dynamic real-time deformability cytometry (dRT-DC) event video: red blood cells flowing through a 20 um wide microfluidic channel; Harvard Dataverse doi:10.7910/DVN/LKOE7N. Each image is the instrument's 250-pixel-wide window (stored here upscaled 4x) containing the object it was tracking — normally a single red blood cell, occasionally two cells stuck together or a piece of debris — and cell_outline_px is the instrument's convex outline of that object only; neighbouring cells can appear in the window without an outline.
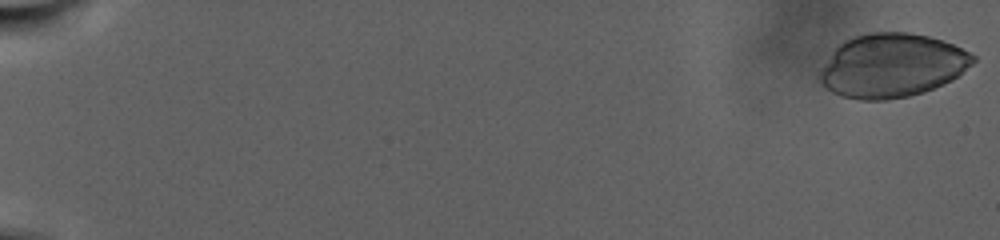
{"species": "human", "species_latin": "Homo sapiens", "temperature_condition": "warm", "stored_images_in_passage": 97, "camera_frame_rate_fps": 3000, "um_per_image_px": 0.085, "donor": {"sex": "male"}, "frame": {"image": 1, "passage_image": 1, "time_ms": 0.0, "image_size_px": [1000, 240], "cell_outline_px": [[976, 60], [972, 64], [952, 80], [944, 84], [924, 92], [908, 96], [888, 100], [860, 100], [840, 96], [832, 92], [820, 80], [820, 68], [832, 48], [836, 44], [852, 36], [868, 32], [908, 32], [928, 36], [944, 40], [976, 56]], "centroid_in_image_um": [75.78, 5.56], "position_along_channel_um": 9.2, "area_um2": 57.4}}
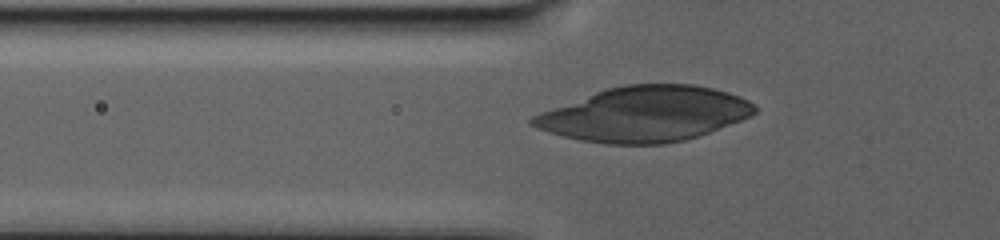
{"frame": {"image": 2, "passage_image": 38, "time_ms": 12.333, "image_size_px": [1000, 240], "cell_outline_px": [[756, 112], [752, 116], [708, 132], [684, 140], [664, 144], [608, 144], [580, 140], [564, 136], [536, 128], [528, 124], [528, 120], [532, 116], [540, 112], [596, 92], [608, 88], [624, 84], [692, 84], [712, 88], [728, 92], [740, 96], [756, 104]], "centroid_in_image_um": [54.81, 9.69], "position_along_channel_um": 71.0, "area_um2": 70.92}}
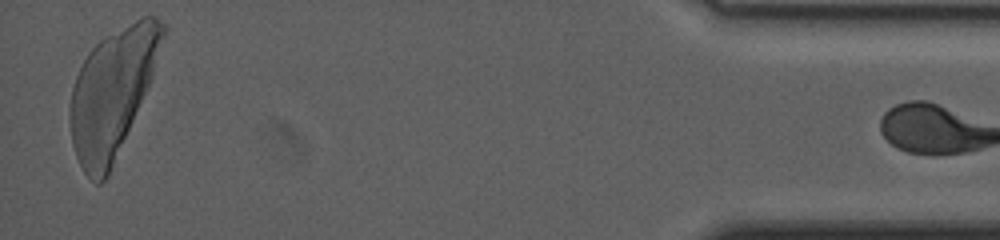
{"frame": {"image": 3, "passage_image": 96, "time_ms": 31.667, "image_size_px": [1000, 240], "cell_outline_px": [[168, 28], [148, 88], [108, 176], [100, 184], [96, 184], [84, 172], [76, 156], [72, 144], [68, 116], [68, 112], [72, 88], [76, 76], [88, 52], [104, 36], [144, 16], [156, 16]], "centroid_in_image_um": [9.54, 7.88], "position_along_channel_um": 425.7, "area_um2": 68.55}}